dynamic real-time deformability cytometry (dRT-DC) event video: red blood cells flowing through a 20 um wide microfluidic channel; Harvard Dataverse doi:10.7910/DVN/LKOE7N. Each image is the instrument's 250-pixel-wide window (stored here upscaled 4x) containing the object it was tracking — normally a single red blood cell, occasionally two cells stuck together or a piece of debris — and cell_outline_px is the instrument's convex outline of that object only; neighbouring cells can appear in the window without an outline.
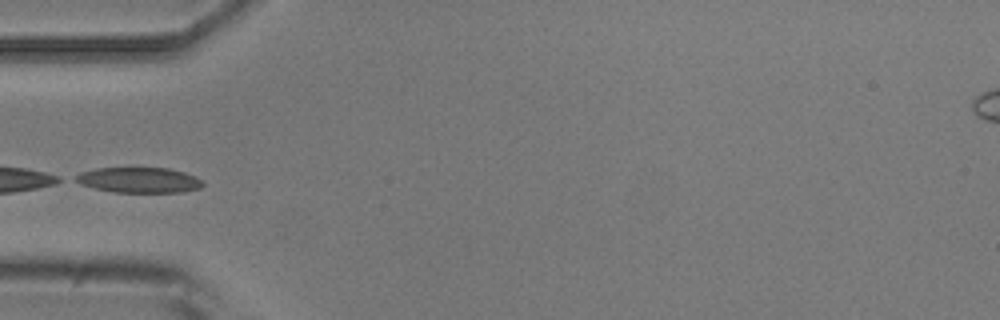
{"species": "common noctule bat (a hibernating species)", "species_latin": "Nyctalus noctula", "temperature_condition": "room temperature", "stored_images_in_passage": 4, "camera_frame_rate_fps": 3000, "um_per_image_px": 0.085, "animal": {"sex": "male", "body_mass_g": 20.5, "forearm_length_mm": 52.5}, "frame": {"image": 1, "passage_image": 4, "time_ms": 3.667, "image_size_px": [1000, 320], "cell_outline_px": [[204, 184], [200, 188], [180, 192], [112, 192], [80, 184], [72, 180], [72, 176], [80, 172], [96, 168], [168, 168], [184, 172], [196, 176]], "centroid_in_image_um": [11.76, 15.3], "position_along_channel_um": 73.2, "area_um2": 18.9}}